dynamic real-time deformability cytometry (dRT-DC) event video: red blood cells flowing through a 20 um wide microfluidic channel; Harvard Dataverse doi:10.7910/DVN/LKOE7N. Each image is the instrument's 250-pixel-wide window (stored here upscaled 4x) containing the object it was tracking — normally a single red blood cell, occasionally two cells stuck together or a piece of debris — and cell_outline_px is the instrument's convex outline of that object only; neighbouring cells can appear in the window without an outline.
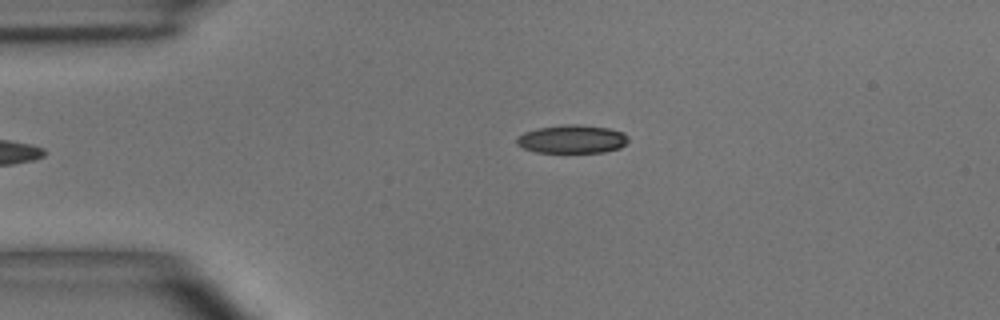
{"species": "common noctule bat (a hibernating species)", "species_latin": "Nyctalus noctula", "temperature_condition": "room temperature", "stored_images_in_passage": 2, "camera_frame_rate_fps": 3000, "um_per_image_px": 0.085, "animal": {"sex": "male", "body_mass_g": 15.6}, "frame": {"image": 1, "passage_image": 2, "time_ms": 1.333, "image_size_px": [1000, 320], "cell_outline_px": [[628, 140], [620, 148], [604, 152], [536, 152], [524, 148], [516, 144], [516, 140], [524, 132], [536, 128], [564, 124], [580, 124], [608, 128], [624, 132], [628, 136]], "centroid_in_image_um": [48.64, 11.81], "position_along_channel_um": 36.4, "area_um2": 18.44}}